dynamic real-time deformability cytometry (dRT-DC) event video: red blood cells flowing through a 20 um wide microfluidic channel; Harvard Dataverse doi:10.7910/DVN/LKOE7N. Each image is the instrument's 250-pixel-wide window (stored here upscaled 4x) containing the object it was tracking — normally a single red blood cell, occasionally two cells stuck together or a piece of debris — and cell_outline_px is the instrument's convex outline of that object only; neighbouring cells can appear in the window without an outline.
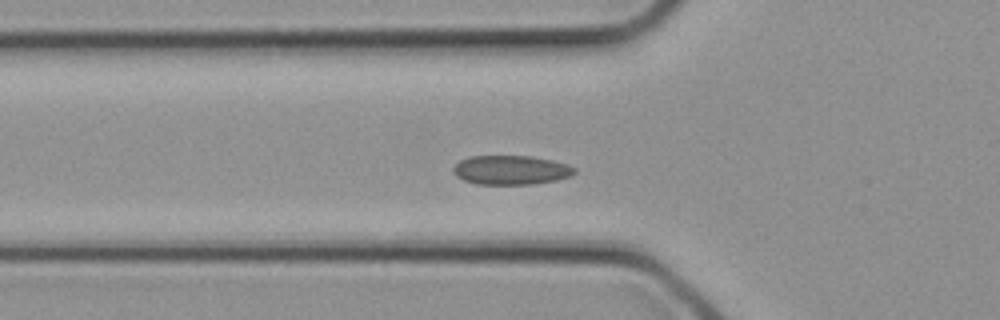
{"species": "common noctule bat (a hibernating species)", "species_latin": "Nyctalus noctula", "temperature_condition": "cold", "stored_images_in_passage": 29, "camera_frame_rate_fps": 3000, "um_per_image_px": 0.085, "animal": {"sex": "female", "body_mass_g": 21.9}, "frame": {"image": 1, "passage_image": 8, "time_ms": 2.333, "image_size_px": [1000, 320], "cell_outline_px": [[576, 172], [572, 176], [556, 180], [532, 184], [476, 184], [464, 180], [456, 176], [452, 172], [452, 168], [460, 160], [468, 156], [532, 156], [552, 160], [568, 164], [576, 168]], "centroid_in_image_um": [43.44, 14.45], "position_along_channel_um": 82.4, "area_um2": 20.81}}
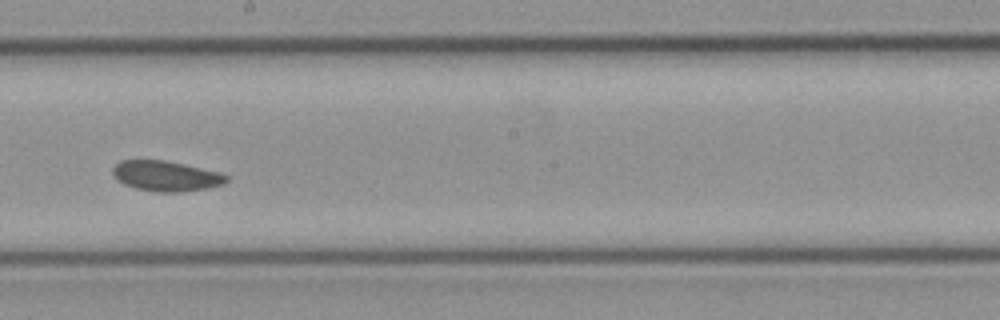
{"frame": {"image": 2, "passage_image": 15, "time_ms": 4.667, "image_size_px": [1000, 320], "cell_outline_px": [[228, 180], [224, 184], [208, 188], [180, 192], [156, 192], [136, 188], [124, 184], [116, 180], [112, 176], [112, 168], [120, 160], [164, 160], [184, 164], [220, 172], [228, 176]], "centroid_in_image_um": [14.09, 14.96], "position_along_channel_um": 234.1, "area_um2": 20.23}}
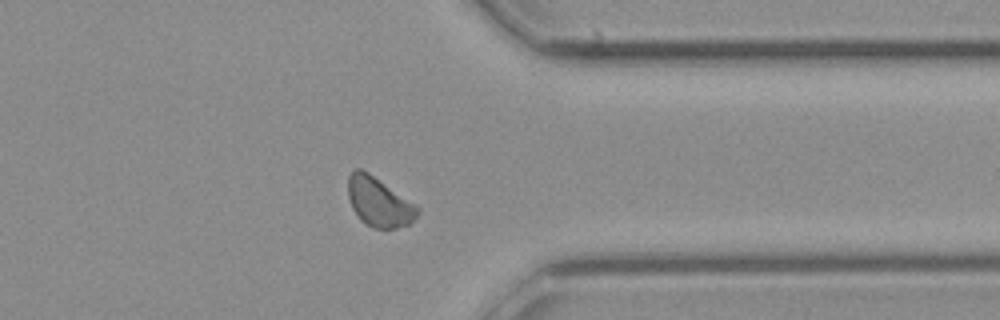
{"frame": {"image": 3, "passage_image": 22, "time_ms": 7.0, "image_size_px": [1000, 320], "cell_outline_px": [[420, 212], [408, 224], [396, 228], [372, 228], [360, 220], [356, 216], [352, 208], [348, 196], [348, 176], [356, 168], [360, 168], [368, 172], [416, 204], [420, 208]], "centroid_in_image_um": [32.2, 17.17], "position_along_channel_um": 379.2, "area_um2": 19.94}}